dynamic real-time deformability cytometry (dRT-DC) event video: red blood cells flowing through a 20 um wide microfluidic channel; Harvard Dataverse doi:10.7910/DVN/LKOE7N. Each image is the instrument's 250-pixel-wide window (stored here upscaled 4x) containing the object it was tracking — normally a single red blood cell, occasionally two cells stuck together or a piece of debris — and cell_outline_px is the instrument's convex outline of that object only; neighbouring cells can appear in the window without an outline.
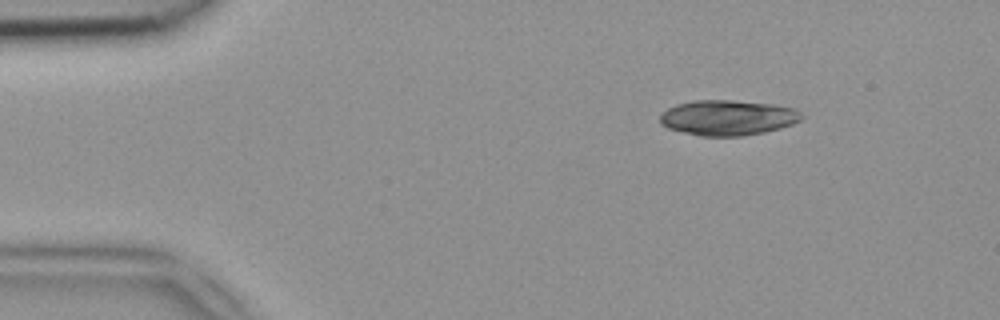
{"species": "common noctule bat (a hibernating species)", "species_latin": "Nyctalus noctula", "temperature_condition": "room temperature", "stored_images_in_passage": 43, "camera_frame_rate_fps": 3000, "um_per_image_px": 0.085, "animal": {"sex": "female", "body_mass_g": 18.4}, "frame": {"image": 1, "passage_image": 2, "time_ms": 0.333, "image_size_px": [1000, 320], "cell_outline_px": [[804, 116], [800, 120], [792, 124], [780, 128], [764, 132], [744, 136], [700, 136], [668, 128], [660, 124], [660, 112], [676, 104], [692, 100], [732, 100], [772, 104], [796, 108]], "centroid_in_image_um": [61.85, 10.0], "position_along_channel_um": 23.2, "area_um2": 29.3}}
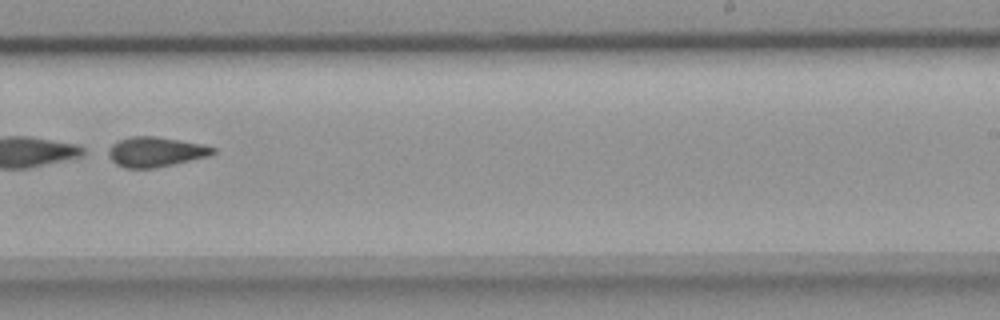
{"frame": {"image": 2, "passage_image": 26, "time_ms": 8.333, "image_size_px": [1000, 320], "cell_outline_px": [[216, 152], [212, 156], [152, 168], [124, 168], [116, 164], [108, 156], [108, 148], [112, 144], [120, 140], [132, 136], [156, 136], [204, 144], [216, 148]], "centroid_in_image_um": [13.26, 12.9], "position_along_channel_um": 275.7, "area_um2": 18.32}}
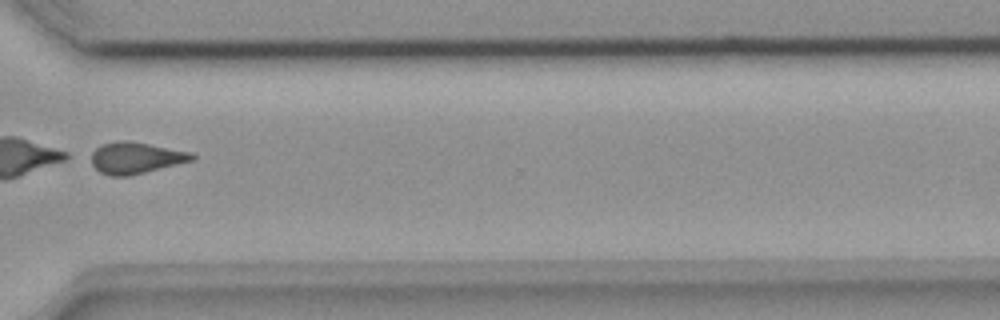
{"frame": {"image": 3, "passage_image": 32, "time_ms": 10.333, "image_size_px": [1000, 320], "cell_outline_px": [[196, 156], [192, 160], [128, 176], [112, 176], [100, 172], [92, 164], [92, 152], [100, 144], [116, 140], [128, 140], [192, 152]], "centroid_in_image_um": [11.51, 13.4], "position_along_channel_um": 359.1, "area_um2": 18.32}}